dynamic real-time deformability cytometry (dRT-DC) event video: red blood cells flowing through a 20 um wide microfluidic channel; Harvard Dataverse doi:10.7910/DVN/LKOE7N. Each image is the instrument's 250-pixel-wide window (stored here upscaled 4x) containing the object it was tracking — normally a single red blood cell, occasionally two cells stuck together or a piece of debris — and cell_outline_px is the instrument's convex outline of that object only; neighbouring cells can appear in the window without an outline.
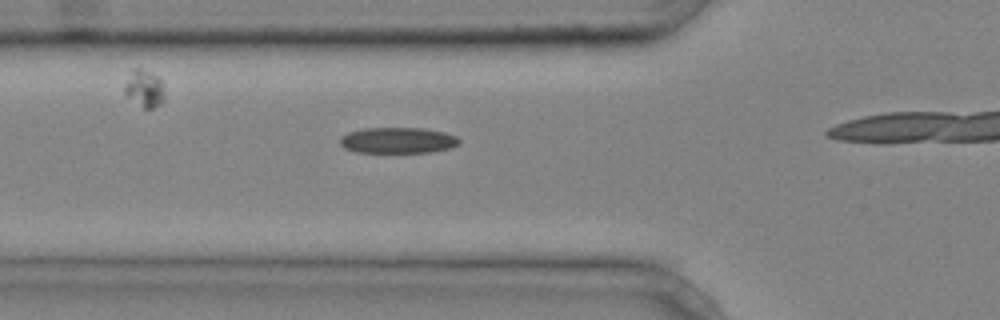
{"species": "common noctule bat (a hibernating species)", "species_latin": "Nyctalus noctula", "temperature_condition": "cold", "stored_images_in_passage": 15, "camera_frame_rate_fps": 3000, "um_per_image_px": 0.085, "animal": {"sex": "male", "body_mass_g": 20.4}, "frame": {"image": 1, "passage_image": 11, "time_ms": 3.333, "image_size_px": [1000, 320], "cell_outline_px": [[460, 144], [452, 148], [428, 152], [356, 152], [344, 148], [340, 144], [340, 136], [348, 132], [364, 128], [424, 128], [444, 132], [456, 136], [460, 140]], "centroid_in_image_um": [33.82, 11.92], "position_along_channel_um": 92.0, "area_um2": 18.09}}